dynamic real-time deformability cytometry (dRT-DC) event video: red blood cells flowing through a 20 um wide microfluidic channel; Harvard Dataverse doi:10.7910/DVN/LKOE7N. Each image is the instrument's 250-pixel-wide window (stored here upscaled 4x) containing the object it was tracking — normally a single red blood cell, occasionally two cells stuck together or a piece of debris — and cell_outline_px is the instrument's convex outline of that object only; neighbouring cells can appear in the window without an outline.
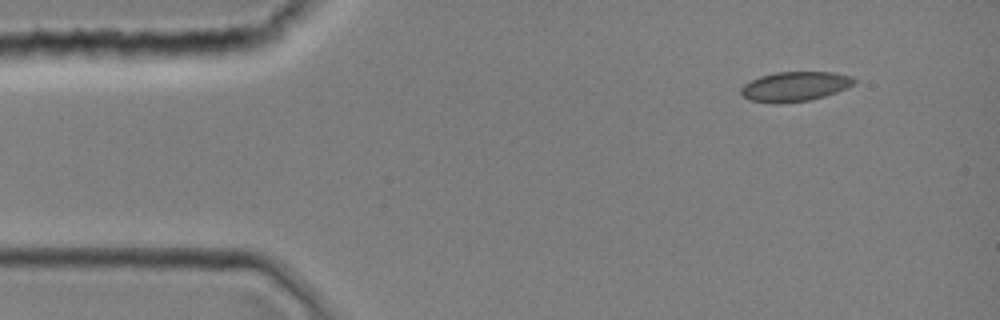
{"species": "common noctule bat (a hibernating species)", "species_latin": "Nyctalus noctula", "temperature_condition": "room temperature", "stored_images_in_passage": 3, "camera_frame_rate_fps": 3000, "um_per_image_px": 0.085, "animal": {"sex": "female", "body_mass_g": 19.0, "forearm_length_mm": 51.5}, "frame": {"image": 1, "passage_image": 1, "time_ms": 0.0, "image_size_px": [1000, 320], "cell_outline_px": [[856, 80], [852, 84], [836, 92], [824, 96], [808, 100], [780, 104], [776, 104], [748, 100], [740, 92], [740, 88], [744, 84], [760, 76], [776, 72], [836, 72], [852, 76]], "centroid_in_image_um": [67.53, 7.35], "position_along_channel_um": 17.5, "area_um2": 19.54}}